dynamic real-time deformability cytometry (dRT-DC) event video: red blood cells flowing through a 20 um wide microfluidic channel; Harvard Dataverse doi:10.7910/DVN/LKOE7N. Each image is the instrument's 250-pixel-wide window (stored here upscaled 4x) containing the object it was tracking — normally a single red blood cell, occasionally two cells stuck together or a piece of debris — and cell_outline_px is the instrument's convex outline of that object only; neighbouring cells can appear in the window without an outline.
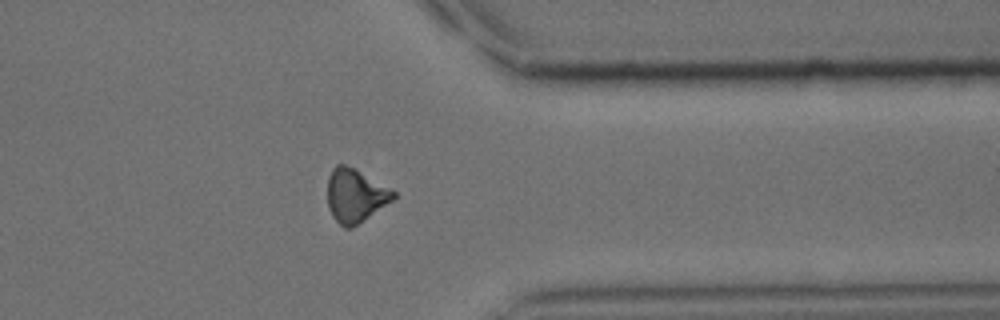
{"species": "common noctule bat (a hibernating species)", "species_latin": "Nyctalus noctula", "temperature_condition": "cold", "stored_images_in_passage": 35, "camera_frame_rate_fps": 3000, "um_per_image_px": 0.085, "animal": {"sex": "male", "body_mass_g": 15.6}, "frame": {"image": 1, "passage_image": 30, "time_ms": 9.667, "image_size_px": [1000, 320], "cell_outline_px": [[396, 196], [392, 200], [356, 224], [348, 228], [344, 228], [332, 216], [328, 208], [328, 176], [332, 168], [336, 164], [344, 164], [356, 168], [396, 192]], "centroid_in_image_um": [30.16, 16.58], "position_along_channel_um": 381.2, "area_um2": 20.23}}